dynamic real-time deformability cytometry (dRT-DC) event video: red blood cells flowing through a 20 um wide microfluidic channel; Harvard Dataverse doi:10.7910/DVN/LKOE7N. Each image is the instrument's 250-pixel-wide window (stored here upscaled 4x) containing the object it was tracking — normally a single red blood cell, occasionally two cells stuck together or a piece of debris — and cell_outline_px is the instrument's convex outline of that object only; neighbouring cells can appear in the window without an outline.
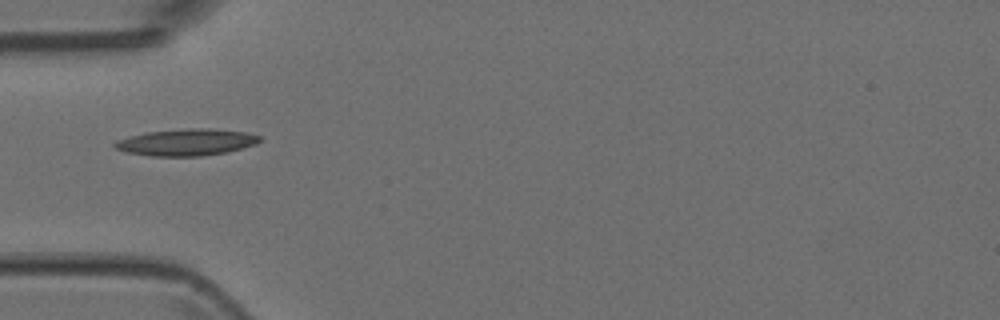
{"species": "Egyptian fruit bat (a non-hibernating species)", "species_latin": "Rousettus aegyptiacus", "temperature_condition": "room temperature", "stored_images_in_passage": 3, "camera_frame_rate_fps": 3000, "um_per_image_px": 0.085, "animal": {"sex": "female"}, "frame": {"image": 1, "passage_image": 2, "time_ms": 0.333, "image_size_px": [1000, 320], "cell_outline_px": [[260, 140], [256, 144], [228, 152], [200, 156], [152, 156], [128, 152], [116, 148], [112, 144], [116, 140], [128, 136], [148, 132], [188, 128], [208, 128], [248, 132], [260, 136]], "centroid_in_image_um": [15.86, 12.09], "position_along_channel_um": 69.1, "area_um2": 22.54}}
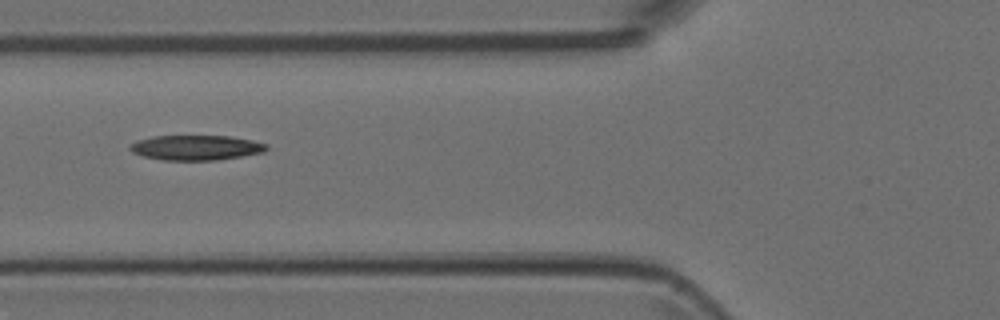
{"frame": {"image": 2, "passage_image": 3, "time_ms": 0.667, "image_size_px": [1000, 320], "cell_outline_px": [[268, 148], [264, 152], [216, 160], [160, 160], [144, 156], [132, 152], [128, 148], [128, 144], [136, 140], [152, 136], [228, 136], [252, 140], [268, 144]], "centroid_in_image_um": [16.62, 12.54], "position_along_channel_um": 109.2, "area_um2": 19.94}}